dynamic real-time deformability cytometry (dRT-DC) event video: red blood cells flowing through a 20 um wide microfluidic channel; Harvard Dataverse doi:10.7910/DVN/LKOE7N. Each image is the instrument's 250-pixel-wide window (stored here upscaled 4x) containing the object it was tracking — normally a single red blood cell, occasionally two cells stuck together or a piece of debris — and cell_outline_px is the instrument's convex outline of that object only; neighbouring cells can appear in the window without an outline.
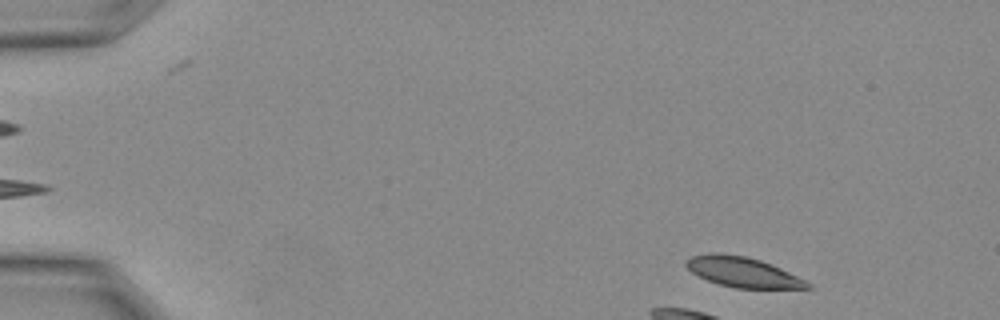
{"species": "Egyptian fruit bat (a non-hibernating species)", "species_latin": "Rousettus aegyptiacus", "temperature_condition": "warm", "stored_images_in_passage": 10, "camera_frame_rate_fps": 3000, "um_per_image_px": 0.085, "animal": {"sex": "female"}, "frame": {"image": 1, "passage_image": 1, "time_ms": 0.0, "image_size_px": [1000, 320], "cell_outline_px": [[812, 288], [736, 288], [720, 284], [708, 280], [692, 272], [684, 264], [692, 256], [712, 252], [720, 252], [748, 256], [772, 264], [812, 284]], "centroid_in_image_um": [63.13, 23.11], "position_along_channel_um": 21.9, "area_um2": 21.1}}